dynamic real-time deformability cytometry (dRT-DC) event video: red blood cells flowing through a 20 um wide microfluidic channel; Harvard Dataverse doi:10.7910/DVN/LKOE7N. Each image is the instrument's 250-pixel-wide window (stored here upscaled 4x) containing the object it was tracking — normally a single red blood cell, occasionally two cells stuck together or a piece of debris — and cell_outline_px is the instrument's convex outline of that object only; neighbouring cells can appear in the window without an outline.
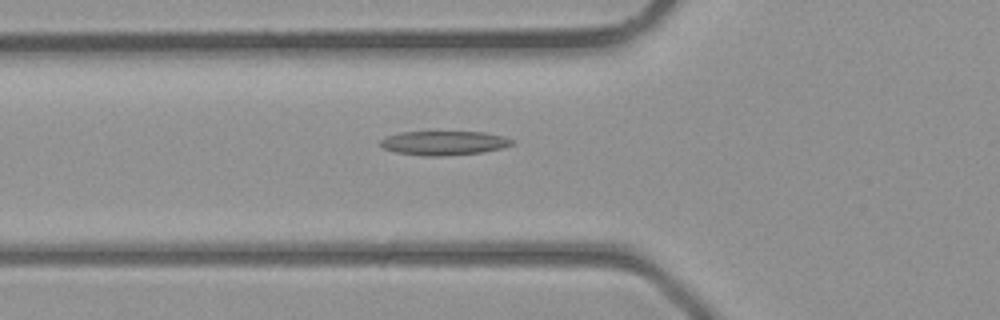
{"species": "common noctule bat (a hibernating species)", "species_latin": "Nyctalus noctula", "temperature_condition": "room temperature", "stored_images_in_passage": 41, "camera_frame_rate_fps": 3000, "um_per_image_px": 0.085, "animal": {"sex": "male", "body_mass_g": 23.1, "forearm_length_mm": 52.7}, "frame": {"image": 1, "passage_image": 15, "time_ms": 4.667, "image_size_px": [1000, 320], "cell_outline_px": [[512, 144], [500, 148], [484, 152], [444, 156], [424, 156], [396, 152], [384, 148], [380, 144], [380, 140], [388, 136], [400, 132], [484, 132], [504, 136], [512, 140]], "centroid_in_image_um": [37.72, 12.16], "position_along_channel_um": 88.1, "area_um2": 18.38}}
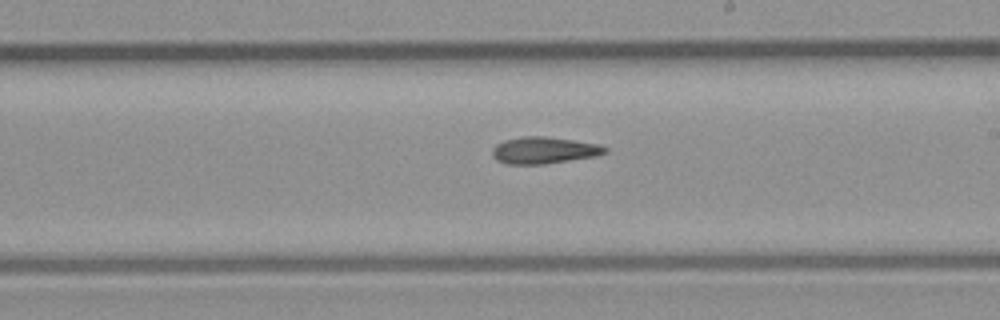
{"frame": {"image": 2, "passage_image": 24, "time_ms": 7.667, "image_size_px": [1000, 320], "cell_outline_px": [[608, 152], [596, 156], [544, 164], [504, 164], [496, 160], [492, 156], [492, 148], [496, 144], [504, 140], [524, 136], [544, 136], [600, 144], [608, 148]], "centroid_in_image_um": [46.22, 12.78], "position_along_channel_um": 242.8, "area_um2": 17.69}}
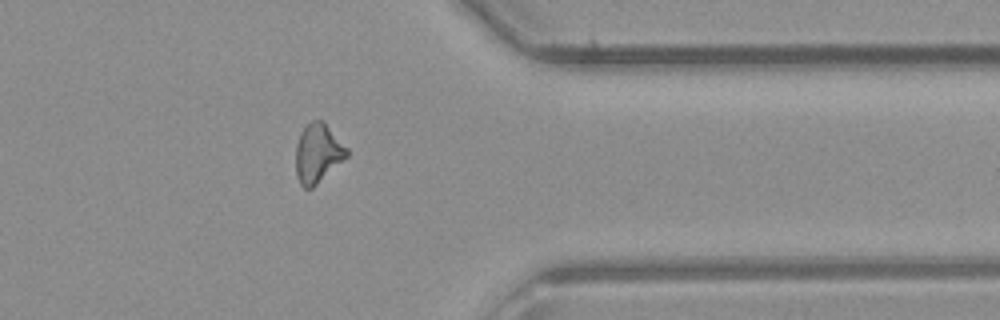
{"frame": {"image": 3, "passage_image": 33, "time_ms": 10.667, "image_size_px": [1000, 320], "cell_outline_px": [[348, 156], [312, 188], [304, 188], [300, 184], [296, 176], [296, 144], [300, 132], [312, 120], [324, 120], [348, 148]], "centroid_in_image_um": [27.02, 13.01], "position_along_channel_um": 384.4, "area_um2": 17.63}}